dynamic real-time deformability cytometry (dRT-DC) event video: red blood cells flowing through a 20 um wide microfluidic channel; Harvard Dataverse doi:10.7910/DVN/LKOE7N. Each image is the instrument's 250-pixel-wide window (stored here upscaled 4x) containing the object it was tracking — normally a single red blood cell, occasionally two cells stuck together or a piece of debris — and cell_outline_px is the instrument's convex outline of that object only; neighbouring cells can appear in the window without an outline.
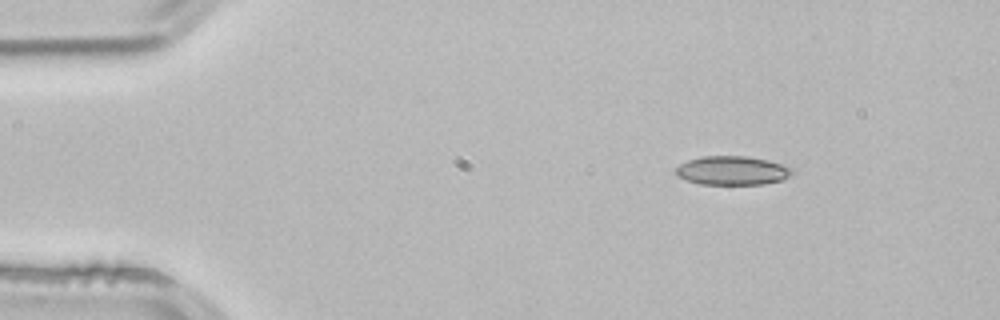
{"species": "common noctule bat (a hibernating species)", "species_latin": "Nyctalus noctula", "temperature_condition": "room temperature", "stored_images_in_passage": 3, "camera_frame_rate_fps": 3000, "um_per_image_px": 0.085, "animal": {"sex": "male", "body_mass_g": 21.5, "forearm_length_mm": 52.0}, "frame": {"image": 1, "passage_image": 1, "time_ms": 0.0, "image_size_px": [1000, 320], "cell_outline_px": [[792, 172], [784, 180], [764, 184], [700, 184], [676, 176], [676, 168], [680, 164], [688, 160], [700, 156], [748, 156], [768, 160], [792, 168]], "centroid_in_image_um": [62.23, 14.49], "position_along_channel_um": 22.8, "area_um2": 19.54}}
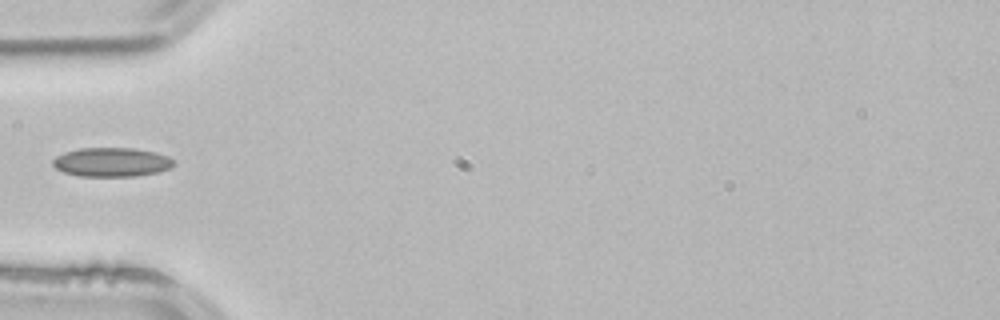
{"frame": {"image": 2, "passage_image": 3, "time_ms": 0.667, "image_size_px": [1000, 320], "cell_outline_px": [[176, 164], [172, 168], [156, 172], [136, 176], [80, 176], [64, 172], [56, 168], [52, 164], [52, 160], [56, 156], [64, 152], [80, 148], [132, 148], [156, 152], [168, 156]], "centroid_in_image_um": [9.49, 13.78], "position_along_channel_um": 75.5, "area_um2": 20.52}}